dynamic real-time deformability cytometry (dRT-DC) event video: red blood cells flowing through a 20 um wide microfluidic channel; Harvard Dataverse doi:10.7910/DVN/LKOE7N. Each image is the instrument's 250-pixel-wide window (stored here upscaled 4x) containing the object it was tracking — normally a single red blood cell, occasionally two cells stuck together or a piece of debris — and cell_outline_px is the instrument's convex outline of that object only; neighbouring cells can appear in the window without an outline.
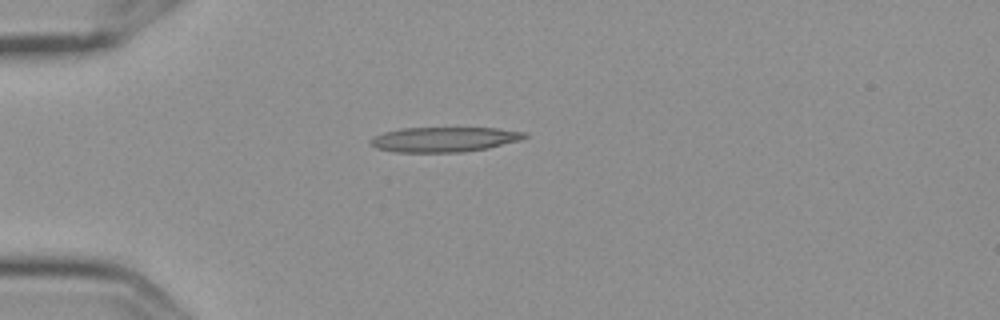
{"species": "Egyptian fruit bat (a non-hibernating species)", "species_latin": "Rousettus aegyptiacus", "temperature_condition": "cold", "stored_images_in_passage": 12, "camera_frame_rate_fps": 3000, "um_per_image_px": 0.085, "frame": {"image": 1, "passage_image": 1, "time_ms": 0.0, "image_size_px": [1000, 320], "cell_outline_px": [[528, 136], [520, 140], [488, 148], [464, 152], [396, 152], [376, 148], [368, 144], [368, 140], [384, 132], [400, 128], [496, 128], [528, 132]], "centroid_in_image_um": [37.75, 11.85], "position_along_channel_um": 47.2, "area_um2": 22.48}}
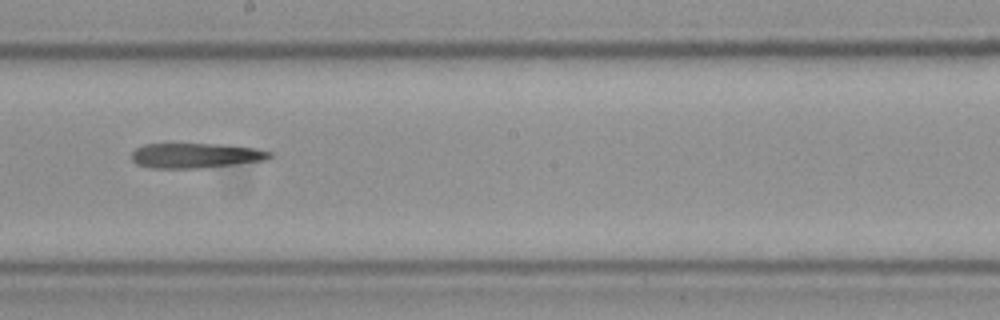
{"frame": {"image": 2, "passage_image": 6, "time_ms": 1.667, "image_size_px": [1000, 320], "cell_outline_px": [[272, 156], [264, 160], [196, 168], [152, 168], [136, 164], [132, 160], [132, 152], [136, 148], [144, 144], [220, 144], [256, 148], [272, 152]], "centroid_in_image_um": [16.59, 13.21], "position_along_channel_um": 231.6, "area_um2": 19.83}}
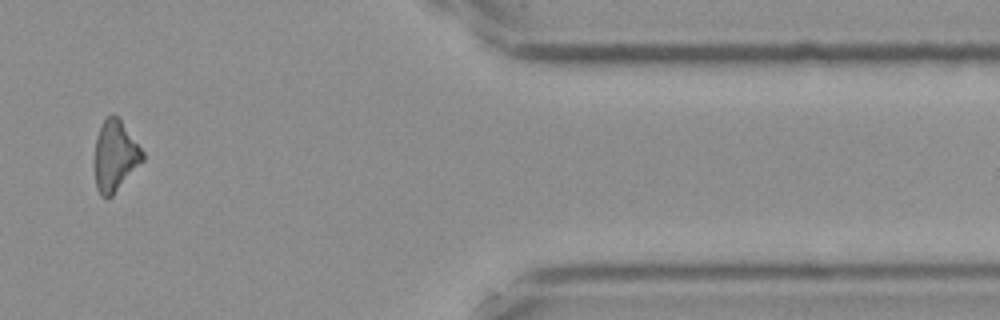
{"frame": {"image": 3, "passage_image": 10, "time_ms": 3.0, "image_size_px": [1000, 320], "cell_outline_px": [[144, 160], [112, 196], [100, 196], [96, 188], [96, 136], [104, 120], [112, 112], [120, 116], [144, 152]], "centroid_in_image_um": [9.82, 13.19], "position_along_channel_um": 401.6, "area_um2": 19.77}}